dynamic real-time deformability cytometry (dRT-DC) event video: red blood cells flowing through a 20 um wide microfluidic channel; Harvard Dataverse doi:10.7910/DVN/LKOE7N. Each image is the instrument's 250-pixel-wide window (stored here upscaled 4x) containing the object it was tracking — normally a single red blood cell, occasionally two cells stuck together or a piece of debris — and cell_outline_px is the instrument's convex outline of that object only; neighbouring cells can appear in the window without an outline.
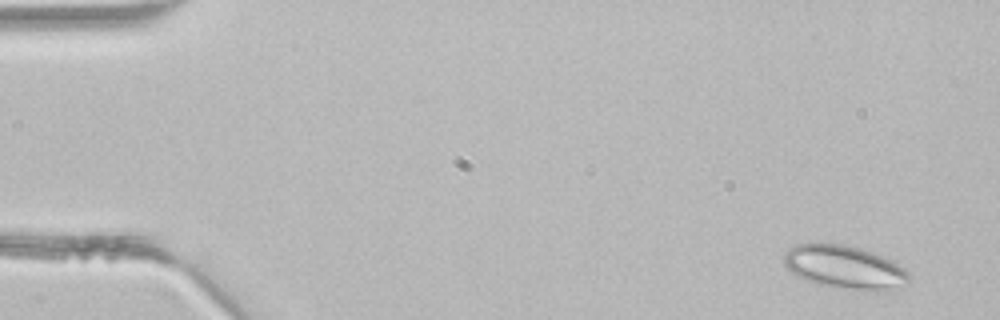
{"species": "common noctule bat (a hibernating species)", "species_latin": "Nyctalus noctula", "temperature_condition": "room temperature", "stored_images_in_passage": 3, "camera_frame_rate_fps": 3000, "um_per_image_px": 0.085, "animal": {"sex": "male", "body_mass_g": 21.5, "forearm_length_mm": 52.0}, "frame": {"image": 1, "passage_image": 1, "time_ms": 0.0, "image_size_px": [1000, 320], "cell_outline_px": [[912, 280], [888, 292], [876, 292], [844, 288], [820, 284], [796, 276], [784, 264], [784, 256], [788, 248], [796, 244], [844, 244], [860, 248], [884, 256], [892, 260], [904, 268], [908, 272]], "centroid_in_image_um": [71.86, 22.72], "position_along_channel_um": 13.1, "area_um2": 31.67}}